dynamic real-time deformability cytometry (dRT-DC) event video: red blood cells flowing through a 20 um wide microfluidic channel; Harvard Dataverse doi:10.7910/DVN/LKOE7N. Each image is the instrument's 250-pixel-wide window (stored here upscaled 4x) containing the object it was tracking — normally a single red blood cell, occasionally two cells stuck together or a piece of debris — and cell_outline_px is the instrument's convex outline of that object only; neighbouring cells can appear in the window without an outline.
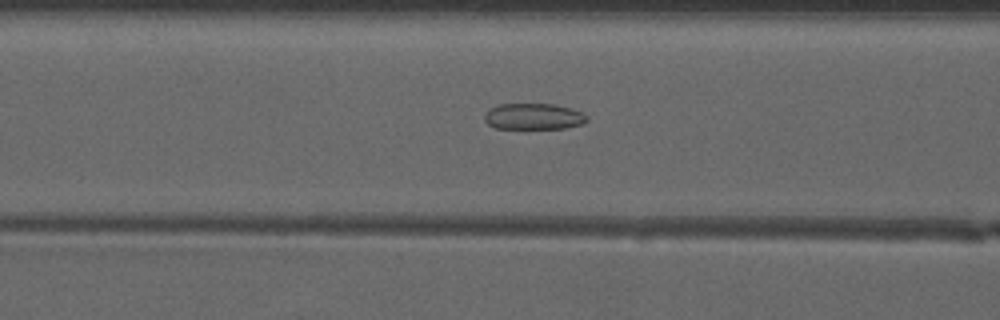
{"species": "common noctule bat (a hibernating species)", "species_latin": "Nyctalus noctula", "temperature_condition": "warm", "stored_images_in_passage": 51, "camera_frame_rate_fps": 3000, "um_per_image_px": 0.085, "animal": {"sex": "male", "forearm_length_mm": 52.5}, "frame": {"image": 1, "passage_image": 22, "time_ms": 7.0, "image_size_px": [1000, 320], "cell_outline_px": [[588, 120], [584, 124], [564, 128], [496, 128], [488, 124], [484, 120], [484, 112], [496, 104], [552, 104], [572, 108], [588, 116]], "centroid_in_image_um": [45.34, 9.89], "position_along_channel_um": 121.3, "area_um2": 15.72}}
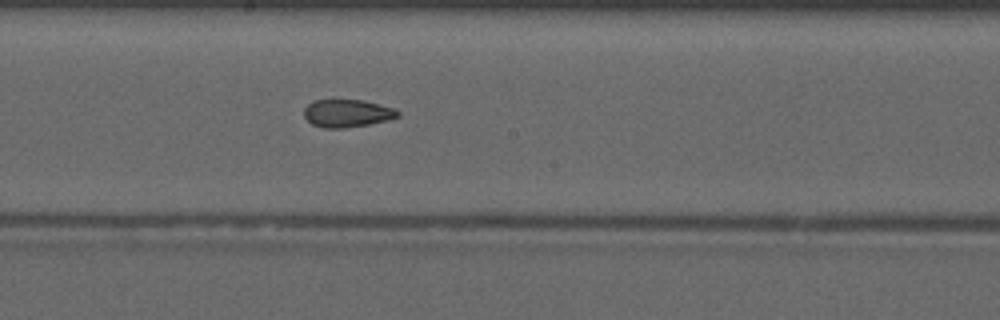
{"frame": {"image": 2, "passage_image": 29, "time_ms": 9.333, "image_size_px": [1000, 320], "cell_outline_px": [[400, 116], [388, 120], [368, 124], [344, 128], [324, 128], [312, 124], [304, 116], [304, 108], [312, 100], [364, 100], [392, 108], [400, 112]], "centroid_in_image_um": [29.49, 9.63], "position_along_channel_um": 218.7, "area_um2": 15.09}}
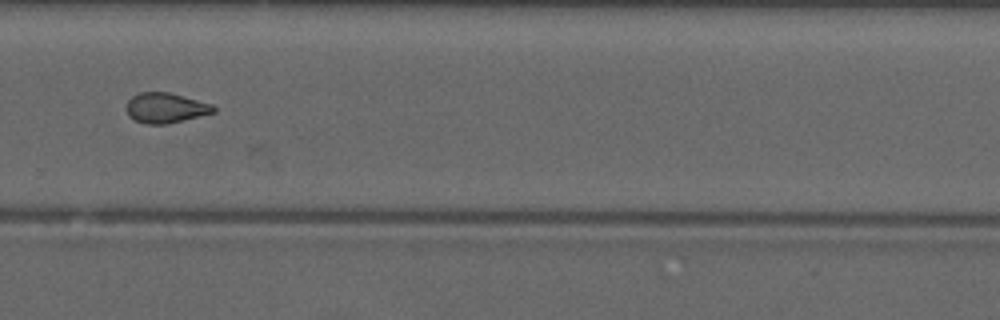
{"frame": {"image": 3, "passage_image": 36, "time_ms": 11.667, "image_size_px": [1000, 320], "cell_outline_px": [[216, 112], [164, 124], [144, 124], [128, 116], [128, 100], [132, 96], [140, 92], [168, 92], [184, 96], [212, 104], [216, 108]], "centroid_in_image_um": [14.08, 9.16], "position_along_channel_um": 315.7, "area_um2": 15.09}, "authors_computed_cell_mechanics": {"area_um2": 16.0106, "velocity_mm_per_s": 4.1755, "shape_relaxation_time_tau1_ms": null, "shape_relaxation_time_tau2_ms": 2.3086, "deformation_change_tau1": null, "deformation_change_tau2": 0.0873}}